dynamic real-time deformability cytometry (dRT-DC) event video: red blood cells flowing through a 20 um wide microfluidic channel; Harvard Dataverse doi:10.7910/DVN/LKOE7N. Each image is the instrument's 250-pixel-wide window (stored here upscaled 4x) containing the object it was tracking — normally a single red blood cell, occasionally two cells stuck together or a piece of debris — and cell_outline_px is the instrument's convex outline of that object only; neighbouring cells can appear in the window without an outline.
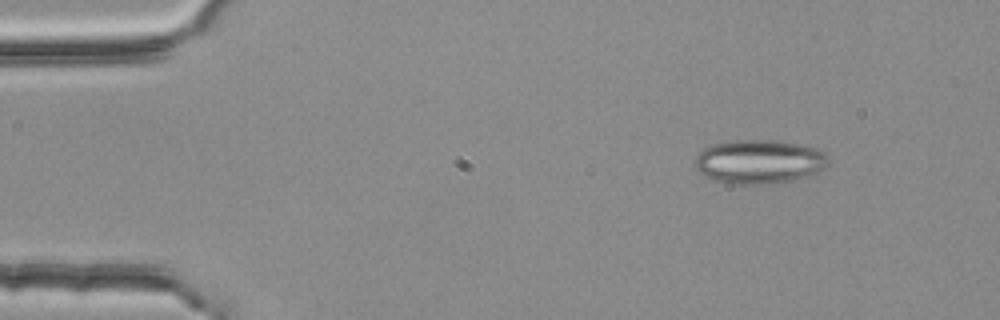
{"species": "common noctule bat (a hibernating species)", "species_latin": "Nyctalus noctula", "temperature_condition": "room temperature", "stored_images_in_passage": 3, "camera_frame_rate_fps": 3000, "um_per_image_px": 0.085, "animal": {"sex": "female", "body_mass_g": 25.1}, "frame": {"image": 1, "passage_image": 1, "time_ms": 0.0, "image_size_px": [1000, 320], "cell_outline_px": [[828, 164], [824, 168], [808, 176], [792, 180], [768, 184], [728, 184], [712, 180], [704, 176], [696, 168], [696, 156], [704, 148], [712, 144], [736, 140], [772, 140], [808, 144], [820, 148], [828, 156]], "centroid_in_image_um": [64.57, 13.73], "position_along_channel_um": 20.4, "area_um2": 34.62}}